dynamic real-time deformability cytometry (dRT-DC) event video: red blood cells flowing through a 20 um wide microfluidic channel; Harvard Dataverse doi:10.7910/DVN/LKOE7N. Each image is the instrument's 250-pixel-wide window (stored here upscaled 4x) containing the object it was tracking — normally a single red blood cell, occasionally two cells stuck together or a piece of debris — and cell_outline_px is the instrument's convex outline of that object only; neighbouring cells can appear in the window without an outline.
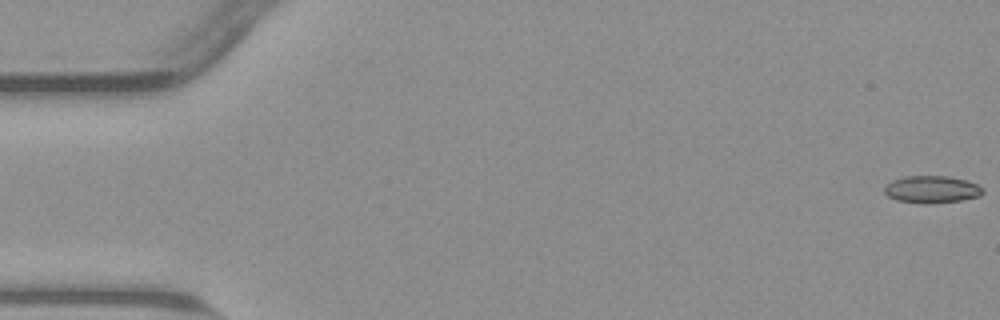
{"species": "common noctule bat (a hibernating species)", "species_latin": "Nyctalus noctula", "temperature_condition": "warm", "stored_images_in_passage": 55, "camera_frame_rate_fps": 3000, "um_per_image_px": 0.085, "animal": {"sex": "male", "body_mass_g": 23.1, "forearm_length_mm": 52.7}, "frame": {"image": 1, "passage_image": 1, "time_ms": 0.0, "image_size_px": [1000, 320], "cell_outline_px": [[984, 192], [980, 196], [960, 200], [928, 204], [924, 204], [896, 200], [888, 196], [884, 192], [884, 188], [892, 180], [904, 176], [948, 176], [968, 180], [984, 188]], "centroid_in_image_um": [79.21, 16.1], "position_along_channel_um": 5.8, "area_um2": 15.72}}
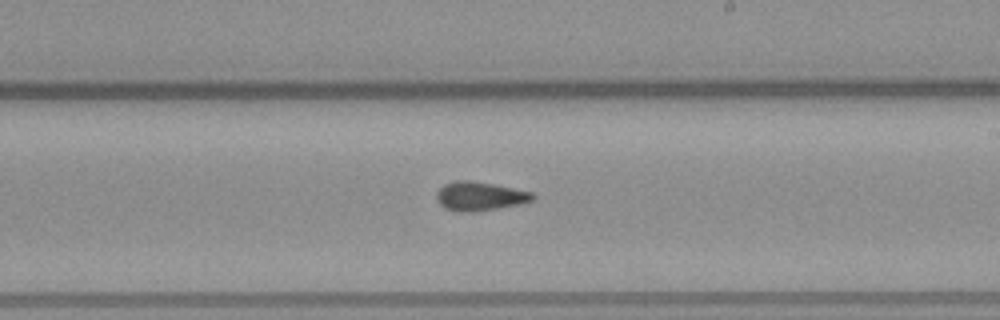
{"frame": {"image": 2, "passage_image": 32, "time_ms": 10.333, "image_size_px": [1000, 320], "cell_outline_px": [[536, 196], [532, 200], [520, 204], [476, 212], [456, 212], [444, 208], [436, 200], [436, 192], [444, 184], [456, 180], [472, 180], [532, 192]], "centroid_in_image_um": [40.74, 16.68], "position_along_channel_um": 248.3, "area_um2": 16.3}}
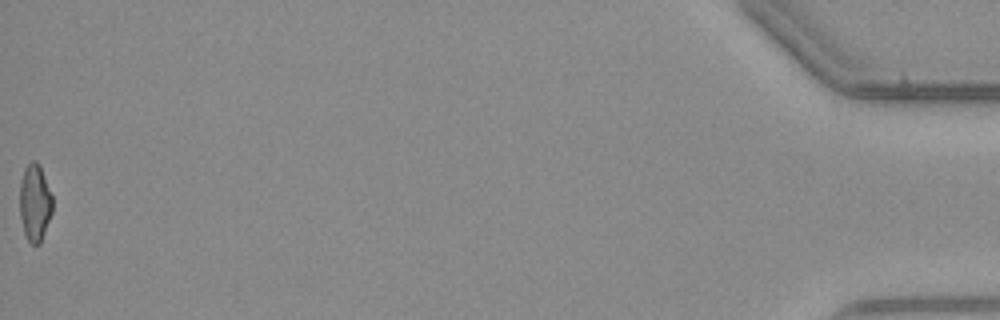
{"frame": {"image": 3, "passage_image": 55, "time_ms": 18.0, "image_size_px": [1000, 320], "cell_outline_px": [[52, 212], [40, 244], [32, 244], [28, 240], [24, 232], [20, 216], [20, 184], [24, 168], [32, 160], [36, 160], [40, 164], [52, 196]], "centroid_in_image_um": [2.96, 17.2], "position_along_channel_um": 432.2, "area_um2": 14.68}, "authors_computed_cell_mechanics": {"area_um2": 15.7216, "velocity_mm_per_s": 3.8357, "shape_relaxation_time_tau1_ms": 9.2022, "shape_relaxation_time_tau2_ms": 2.1296, "deformation_change_tau1": 0.1805, "deformation_change_tau2": 0.076}}